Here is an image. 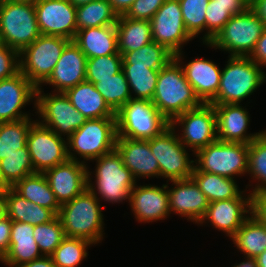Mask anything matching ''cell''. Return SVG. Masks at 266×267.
Returning <instances> with one entry per match:
<instances>
[{"instance_id":"obj_1","label":"cell","mask_w":266,"mask_h":267,"mask_svg":"<svg viewBox=\"0 0 266 267\" xmlns=\"http://www.w3.org/2000/svg\"><path fill=\"white\" fill-rule=\"evenodd\" d=\"M102 208L104 205L88 187L71 201L62 204L57 216L65 236L82 238L94 245L101 243L105 234Z\"/></svg>"},{"instance_id":"obj_2","label":"cell","mask_w":266,"mask_h":267,"mask_svg":"<svg viewBox=\"0 0 266 267\" xmlns=\"http://www.w3.org/2000/svg\"><path fill=\"white\" fill-rule=\"evenodd\" d=\"M151 101L169 122L185 111L202 104L175 58L159 70Z\"/></svg>"},{"instance_id":"obj_3","label":"cell","mask_w":266,"mask_h":267,"mask_svg":"<svg viewBox=\"0 0 266 267\" xmlns=\"http://www.w3.org/2000/svg\"><path fill=\"white\" fill-rule=\"evenodd\" d=\"M95 161V170L93 173L92 171L90 172L88 166L87 176V186L94 193L95 197L99 201L104 200L112 204L125 200L129 202L130 192L137 181L134 179L131 171L124 165L122 156L116 148L98 157ZM92 177L95 178L94 182Z\"/></svg>"},{"instance_id":"obj_4","label":"cell","mask_w":266,"mask_h":267,"mask_svg":"<svg viewBox=\"0 0 266 267\" xmlns=\"http://www.w3.org/2000/svg\"><path fill=\"white\" fill-rule=\"evenodd\" d=\"M222 68L217 95L212 105L241 104L266 82V73L250 57L229 56Z\"/></svg>"},{"instance_id":"obj_5","label":"cell","mask_w":266,"mask_h":267,"mask_svg":"<svg viewBox=\"0 0 266 267\" xmlns=\"http://www.w3.org/2000/svg\"><path fill=\"white\" fill-rule=\"evenodd\" d=\"M116 138V118L87 119L83 126L67 138L68 158L88 165L87 161L94 162L98 157L113 151Z\"/></svg>"},{"instance_id":"obj_6","label":"cell","mask_w":266,"mask_h":267,"mask_svg":"<svg viewBox=\"0 0 266 267\" xmlns=\"http://www.w3.org/2000/svg\"><path fill=\"white\" fill-rule=\"evenodd\" d=\"M265 29L264 22L247 7L234 14L216 37L204 45L225 51L228 56L249 57Z\"/></svg>"},{"instance_id":"obj_7","label":"cell","mask_w":266,"mask_h":267,"mask_svg":"<svg viewBox=\"0 0 266 267\" xmlns=\"http://www.w3.org/2000/svg\"><path fill=\"white\" fill-rule=\"evenodd\" d=\"M117 137L149 140L160 135L170 122L152 101L130 99L116 113Z\"/></svg>"},{"instance_id":"obj_8","label":"cell","mask_w":266,"mask_h":267,"mask_svg":"<svg viewBox=\"0 0 266 267\" xmlns=\"http://www.w3.org/2000/svg\"><path fill=\"white\" fill-rule=\"evenodd\" d=\"M40 35L33 4L0 1V43L20 53Z\"/></svg>"},{"instance_id":"obj_9","label":"cell","mask_w":266,"mask_h":267,"mask_svg":"<svg viewBox=\"0 0 266 267\" xmlns=\"http://www.w3.org/2000/svg\"><path fill=\"white\" fill-rule=\"evenodd\" d=\"M195 168L231 178L247 174L248 144L215 141L199 149L195 154Z\"/></svg>"},{"instance_id":"obj_10","label":"cell","mask_w":266,"mask_h":267,"mask_svg":"<svg viewBox=\"0 0 266 267\" xmlns=\"http://www.w3.org/2000/svg\"><path fill=\"white\" fill-rule=\"evenodd\" d=\"M33 107L39 117V120L36 119L38 123L66 139L87 120L63 92L45 94L41 87H37Z\"/></svg>"},{"instance_id":"obj_11","label":"cell","mask_w":266,"mask_h":267,"mask_svg":"<svg viewBox=\"0 0 266 267\" xmlns=\"http://www.w3.org/2000/svg\"><path fill=\"white\" fill-rule=\"evenodd\" d=\"M70 40L40 35L19 53L20 72L37 88L52 73Z\"/></svg>"},{"instance_id":"obj_12","label":"cell","mask_w":266,"mask_h":267,"mask_svg":"<svg viewBox=\"0 0 266 267\" xmlns=\"http://www.w3.org/2000/svg\"><path fill=\"white\" fill-rule=\"evenodd\" d=\"M176 132L169 126L150 139L151 153L158 161L160 178L167 179V182L191 178L195 166L194 160L190 159L189 149L181 143Z\"/></svg>"},{"instance_id":"obj_13","label":"cell","mask_w":266,"mask_h":267,"mask_svg":"<svg viewBox=\"0 0 266 267\" xmlns=\"http://www.w3.org/2000/svg\"><path fill=\"white\" fill-rule=\"evenodd\" d=\"M181 143L195 154L199 149L217 141L216 111L212 104L202 103L176 116L171 122ZM178 127V128H176ZM180 134V135H179Z\"/></svg>"},{"instance_id":"obj_14","label":"cell","mask_w":266,"mask_h":267,"mask_svg":"<svg viewBox=\"0 0 266 267\" xmlns=\"http://www.w3.org/2000/svg\"><path fill=\"white\" fill-rule=\"evenodd\" d=\"M26 146L35 173H44L46 170L65 163L69 159L67 139L37 121L29 129Z\"/></svg>"},{"instance_id":"obj_15","label":"cell","mask_w":266,"mask_h":267,"mask_svg":"<svg viewBox=\"0 0 266 267\" xmlns=\"http://www.w3.org/2000/svg\"><path fill=\"white\" fill-rule=\"evenodd\" d=\"M153 41L176 55L194 38L185 28L179 0H166L150 20Z\"/></svg>"},{"instance_id":"obj_16","label":"cell","mask_w":266,"mask_h":267,"mask_svg":"<svg viewBox=\"0 0 266 267\" xmlns=\"http://www.w3.org/2000/svg\"><path fill=\"white\" fill-rule=\"evenodd\" d=\"M34 6L41 35L74 40L77 34L76 6L69 0H38Z\"/></svg>"},{"instance_id":"obj_17","label":"cell","mask_w":266,"mask_h":267,"mask_svg":"<svg viewBox=\"0 0 266 267\" xmlns=\"http://www.w3.org/2000/svg\"><path fill=\"white\" fill-rule=\"evenodd\" d=\"M36 87L21 73L0 81V122L30 118L22 109L35 105ZM34 100V101H33Z\"/></svg>"},{"instance_id":"obj_18","label":"cell","mask_w":266,"mask_h":267,"mask_svg":"<svg viewBox=\"0 0 266 267\" xmlns=\"http://www.w3.org/2000/svg\"><path fill=\"white\" fill-rule=\"evenodd\" d=\"M129 205L139 223L165 220L170 216L167 185H135L130 192Z\"/></svg>"},{"instance_id":"obj_19","label":"cell","mask_w":266,"mask_h":267,"mask_svg":"<svg viewBox=\"0 0 266 267\" xmlns=\"http://www.w3.org/2000/svg\"><path fill=\"white\" fill-rule=\"evenodd\" d=\"M253 198H232L210 202L205 215L198 225L210 226L232 237L244 221L252 214ZM248 214V215H247Z\"/></svg>"},{"instance_id":"obj_20","label":"cell","mask_w":266,"mask_h":267,"mask_svg":"<svg viewBox=\"0 0 266 267\" xmlns=\"http://www.w3.org/2000/svg\"><path fill=\"white\" fill-rule=\"evenodd\" d=\"M60 205L71 201L88 186V166L68 159L43 173Z\"/></svg>"},{"instance_id":"obj_21","label":"cell","mask_w":266,"mask_h":267,"mask_svg":"<svg viewBox=\"0 0 266 267\" xmlns=\"http://www.w3.org/2000/svg\"><path fill=\"white\" fill-rule=\"evenodd\" d=\"M171 183L174 187H169L166 181L170 214L173 212L198 224L209 206L208 198L192 178L172 180Z\"/></svg>"},{"instance_id":"obj_22","label":"cell","mask_w":266,"mask_h":267,"mask_svg":"<svg viewBox=\"0 0 266 267\" xmlns=\"http://www.w3.org/2000/svg\"><path fill=\"white\" fill-rule=\"evenodd\" d=\"M87 57L72 40L62 52L50 76L39 86L48 84L52 92H65L77 84L86 81Z\"/></svg>"},{"instance_id":"obj_23","label":"cell","mask_w":266,"mask_h":267,"mask_svg":"<svg viewBox=\"0 0 266 267\" xmlns=\"http://www.w3.org/2000/svg\"><path fill=\"white\" fill-rule=\"evenodd\" d=\"M183 51L174 55V58L183 68L186 80L191 84L195 95L202 103H209L220 87L222 70L212 60L197 57L184 63ZM185 64V65H184Z\"/></svg>"},{"instance_id":"obj_24","label":"cell","mask_w":266,"mask_h":267,"mask_svg":"<svg viewBox=\"0 0 266 267\" xmlns=\"http://www.w3.org/2000/svg\"><path fill=\"white\" fill-rule=\"evenodd\" d=\"M216 111L217 139L222 142L249 144L264 131L248 133L250 114L242 104L213 105Z\"/></svg>"},{"instance_id":"obj_25","label":"cell","mask_w":266,"mask_h":267,"mask_svg":"<svg viewBox=\"0 0 266 267\" xmlns=\"http://www.w3.org/2000/svg\"><path fill=\"white\" fill-rule=\"evenodd\" d=\"M116 150L122 156L124 165L131 171L134 179L159 178L158 161L151 153L150 139L116 138Z\"/></svg>"},{"instance_id":"obj_26","label":"cell","mask_w":266,"mask_h":267,"mask_svg":"<svg viewBox=\"0 0 266 267\" xmlns=\"http://www.w3.org/2000/svg\"><path fill=\"white\" fill-rule=\"evenodd\" d=\"M34 226L25 222L12 221L10 249L0 260L7 267H18L44 256L34 239Z\"/></svg>"},{"instance_id":"obj_27","label":"cell","mask_w":266,"mask_h":267,"mask_svg":"<svg viewBox=\"0 0 266 267\" xmlns=\"http://www.w3.org/2000/svg\"><path fill=\"white\" fill-rule=\"evenodd\" d=\"M73 41L87 59L119 53L116 25L78 30Z\"/></svg>"},{"instance_id":"obj_28","label":"cell","mask_w":266,"mask_h":267,"mask_svg":"<svg viewBox=\"0 0 266 267\" xmlns=\"http://www.w3.org/2000/svg\"><path fill=\"white\" fill-rule=\"evenodd\" d=\"M64 93L75 109L86 119L116 118L115 112L108 106L93 83L84 81Z\"/></svg>"},{"instance_id":"obj_29","label":"cell","mask_w":266,"mask_h":267,"mask_svg":"<svg viewBox=\"0 0 266 267\" xmlns=\"http://www.w3.org/2000/svg\"><path fill=\"white\" fill-rule=\"evenodd\" d=\"M191 178L199 186L200 190L208 198L209 202L229 200L232 198H253L250 193L248 195L246 191H241L237 185V181L231 178L220 176L213 173L198 171L195 167L193 168Z\"/></svg>"},{"instance_id":"obj_30","label":"cell","mask_w":266,"mask_h":267,"mask_svg":"<svg viewBox=\"0 0 266 267\" xmlns=\"http://www.w3.org/2000/svg\"><path fill=\"white\" fill-rule=\"evenodd\" d=\"M6 211L12 221L32 226L50 222L57 216L52 210L23 198L11 187H6Z\"/></svg>"},{"instance_id":"obj_31","label":"cell","mask_w":266,"mask_h":267,"mask_svg":"<svg viewBox=\"0 0 266 267\" xmlns=\"http://www.w3.org/2000/svg\"><path fill=\"white\" fill-rule=\"evenodd\" d=\"M231 240L238 252L245 257L256 258L266 250V225L252 213Z\"/></svg>"},{"instance_id":"obj_32","label":"cell","mask_w":266,"mask_h":267,"mask_svg":"<svg viewBox=\"0 0 266 267\" xmlns=\"http://www.w3.org/2000/svg\"><path fill=\"white\" fill-rule=\"evenodd\" d=\"M118 52L124 53L140 49L153 41L151 23L148 20H134L124 15L116 22Z\"/></svg>"},{"instance_id":"obj_33","label":"cell","mask_w":266,"mask_h":267,"mask_svg":"<svg viewBox=\"0 0 266 267\" xmlns=\"http://www.w3.org/2000/svg\"><path fill=\"white\" fill-rule=\"evenodd\" d=\"M11 188L23 198L48 208L58 215L61 205L56 200L55 194L43 173L26 176Z\"/></svg>"},{"instance_id":"obj_34","label":"cell","mask_w":266,"mask_h":267,"mask_svg":"<svg viewBox=\"0 0 266 267\" xmlns=\"http://www.w3.org/2000/svg\"><path fill=\"white\" fill-rule=\"evenodd\" d=\"M118 17L108 0H94L76 6L77 31L91 27L116 25Z\"/></svg>"},{"instance_id":"obj_35","label":"cell","mask_w":266,"mask_h":267,"mask_svg":"<svg viewBox=\"0 0 266 267\" xmlns=\"http://www.w3.org/2000/svg\"><path fill=\"white\" fill-rule=\"evenodd\" d=\"M172 59H174L172 52L165 46L152 41L138 50L124 53L122 55V66H141L160 70Z\"/></svg>"},{"instance_id":"obj_36","label":"cell","mask_w":266,"mask_h":267,"mask_svg":"<svg viewBox=\"0 0 266 267\" xmlns=\"http://www.w3.org/2000/svg\"><path fill=\"white\" fill-rule=\"evenodd\" d=\"M32 118L0 122V160L26 145Z\"/></svg>"},{"instance_id":"obj_37","label":"cell","mask_w":266,"mask_h":267,"mask_svg":"<svg viewBox=\"0 0 266 267\" xmlns=\"http://www.w3.org/2000/svg\"><path fill=\"white\" fill-rule=\"evenodd\" d=\"M122 71L129 83L132 99H153L159 70L141 66H122Z\"/></svg>"},{"instance_id":"obj_38","label":"cell","mask_w":266,"mask_h":267,"mask_svg":"<svg viewBox=\"0 0 266 267\" xmlns=\"http://www.w3.org/2000/svg\"><path fill=\"white\" fill-rule=\"evenodd\" d=\"M247 174L257 182L250 192L252 196L256 193L266 192V130L256 139L248 144V170Z\"/></svg>"},{"instance_id":"obj_39","label":"cell","mask_w":266,"mask_h":267,"mask_svg":"<svg viewBox=\"0 0 266 267\" xmlns=\"http://www.w3.org/2000/svg\"><path fill=\"white\" fill-rule=\"evenodd\" d=\"M34 173L35 170L26 145L17 149L16 153L0 160L1 179L7 187H12L16 182Z\"/></svg>"},{"instance_id":"obj_40","label":"cell","mask_w":266,"mask_h":267,"mask_svg":"<svg viewBox=\"0 0 266 267\" xmlns=\"http://www.w3.org/2000/svg\"><path fill=\"white\" fill-rule=\"evenodd\" d=\"M247 7V5L215 4L214 0H209L205 10L206 32L203 37H200L203 44L210 43L234 14L243 12Z\"/></svg>"},{"instance_id":"obj_41","label":"cell","mask_w":266,"mask_h":267,"mask_svg":"<svg viewBox=\"0 0 266 267\" xmlns=\"http://www.w3.org/2000/svg\"><path fill=\"white\" fill-rule=\"evenodd\" d=\"M94 85L115 113L132 98L129 83L123 71L111 78L100 79Z\"/></svg>"},{"instance_id":"obj_42","label":"cell","mask_w":266,"mask_h":267,"mask_svg":"<svg viewBox=\"0 0 266 267\" xmlns=\"http://www.w3.org/2000/svg\"><path fill=\"white\" fill-rule=\"evenodd\" d=\"M90 241L82 238L66 237L50 255L57 267H78L89 255Z\"/></svg>"},{"instance_id":"obj_43","label":"cell","mask_w":266,"mask_h":267,"mask_svg":"<svg viewBox=\"0 0 266 267\" xmlns=\"http://www.w3.org/2000/svg\"><path fill=\"white\" fill-rule=\"evenodd\" d=\"M122 55L115 53L87 59L86 81L97 83L122 71Z\"/></svg>"},{"instance_id":"obj_44","label":"cell","mask_w":266,"mask_h":267,"mask_svg":"<svg viewBox=\"0 0 266 267\" xmlns=\"http://www.w3.org/2000/svg\"><path fill=\"white\" fill-rule=\"evenodd\" d=\"M33 231L34 239L44 256H50L56 247L66 238L58 216L50 222L34 226Z\"/></svg>"},{"instance_id":"obj_45","label":"cell","mask_w":266,"mask_h":267,"mask_svg":"<svg viewBox=\"0 0 266 267\" xmlns=\"http://www.w3.org/2000/svg\"><path fill=\"white\" fill-rule=\"evenodd\" d=\"M184 25L193 38L205 31V10L209 0H179Z\"/></svg>"},{"instance_id":"obj_46","label":"cell","mask_w":266,"mask_h":267,"mask_svg":"<svg viewBox=\"0 0 266 267\" xmlns=\"http://www.w3.org/2000/svg\"><path fill=\"white\" fill-rule=\"evenodd\" d=\"M20 72L19 52L0 43V81Z\"/></svg>"},{"instance_id":"obj_47","label":"cell","mask_w":266,"mask_h":267,"mask_svg":"<svg viewBox=\"0 0 266 267\" xmlns=\"http://www.w3.org/2000/svg\"><path fill=\"white\" fill-rule=\"evenodd\" d=\"M165 1L166 0H135L124 16L134 20L150 21Z\"/></svg>"},{"instance_id":"obj_48","label":"cell","mask_w":266,"mask_h":267,"mask_svg":"<svg viewBox=\"0 0 266 267\" xmlns=\"http://www.w3.org/2000/svg\"><path fill=\"white\" fill-rule=\"evenodd\" d=\"M12 220L5 216L0 219V260L10 249V233Z\"/></svg>"},{"instance_id":"obj_49","label":"cell","mask_w":266,"mask_h":267,"mask_svg":"<svg viewBox=\"0 0 266 267\" xmlns=\"http://www.w3.org/2000/svg\"><path fill=\"white\" fill-rule=\"evenodd\" d=\"M249 57L260 67H266V29L258 39Z\"/></svg>"},{"instance_id":"obj_50","label":"cell","mask_w":266,"mask_h":267,"mask_svg":"<svg viewBox=\"0 0 266 267\" xmlns=\"http://www.w3.org/2000/svg\"><path fill=\"white\" fill-rule=\"evenodd\" d=\"M252 213L266 225V192H260L253 195Z\"/></svg>"},{"instance_id":"obj_51","label":"cell","mask_w":266,"mask_h":267,"mask_svg":"<svg viewBox=\"0 0 266 267\" xmlns=\"http://www.w3.org/2000/svg\"><path fill=\"white\" fill-rule=\"evenodd\" d=\"M118 16L124 15L135 0H108Z\"/></svg>"},{"instance_id":"obj_52","label":"cell","mask_w":266,"mask_h":267,"mask_svg":"<svg viewBox=\"0 0 266 267\" xmlns=\"http://www.w3.org/2000/svg\"><path fill=\"white\" fill-rule=\"evenodd\" d=\"M18 267H57V266L54 264L51 256H42L41 258L32 260Z\"/></svg>"},{"instance_id":"obj_53","label":"cell","mask_w":266,"mask_h":267,"mask_svg":"<svg viewBox=\"0 0 266 267\" xmlns=\"http://www.w3.org/2000/svg\"><path fill=\"white\" fill-rule=\"evenodd\" d=\"M250 8L264 22L266 26V0H253Z\"/></svg>"},{"instance_id":"obj_54","label":"cell","mask_w":266,"mask_h":267,"mask_svg":"<svg viewBox=\"0 0 266 267\" xmlns=\"http://www.w3.org/2000/svg\"><path fill=\"white\" fill-rule=\"evenodd\" d=\"M7 216L6 211V188L0 190V219Z\"/></svg>"},{"instance_id":"obj_55","label":"cell","mask_w":266,"mask_h":267,"mask_svg":"<svg viewBox=\"0 0 266 267\" xmlns=\"http://www.w3.org/2000/svg\"><path fill=\"white\" fill-rule=\"evenodd\" d=\"M244 259L240 263H235L232 267H258L256 258L245 257Z\"/></svg>"},{"instance_id":"obj_56","label":"cell","mask_w":266,"mask_h":267,"mask_svg":"<svg viewBox=\"0 0 266 267\" xmlns=\"http://www.w3.org/2000/svg\"><path fill=\"white\" fill-rule=\"evenodd\" d=\"M215 4L222 5H246L242 0H214Z\"/></svg>"},{"instance_id":"obj_57","label":"cell","mask_w":266,"mask_h":267,"mask_svg":"<svg viewBox=\"0 0 266 267\" xmlns=\"http://www.w3.org/2000/svg\"><path fill=\"white\" fill-rule=\"evenodd\" d=\"M258 267H266V250L256 257Z\"/></svg>"},{"instance_id":"obj_58","label":"cell","mask_w":266,"mask_h":267,"mask_svg":"<svg viewBox=\"0 0 266 267\" xmlns=\"http://www.w3.org/2000/svg\"><path fill=\"white\" fill-rule=\"evenodd\" d=\"M74 6H79V5H82V4H86V3H89V2H92L94 0H69Z\"/></svg>"},{"instance_id":"obj_59","label":"cell","mask_w":266,"mask_h":267,"mask_svg":"<svg viewBox=\"0 0 266 267\" xmlns=\"http://www.w3.org/2000/svg\"><path fill=\"white\" fill-rule=\"evenodd\" d=\"M16 3H28V4H35L38 0H10Z\"/></svg>"},{"instance_id":"obj_60","label":"cell","mask_w":266,"mask_h":267,"mask_svg":"<svg viewBox=\"0 0 266 267\" xmlns=\"http://www.w3.org/2000/svg\"><path fill=\"white\" fill-rule=\"evenodd\" d=\"M7 186L2 182L1 175H0V190L5 189Z\"/></svg>"},{"instance_id":"obj_61","label":"cell","mask_w":266,"mask_h":267,"mask_svg":"<svg viewBox=\"0 0 266 267\" xmlns=\"http://www.w3.org/2000/svg\"><path fill=\"white\" fill-rule=\"evenodd\" d=\"M248 7L251 6L253 0H242Z\"/></svg>"}]
</instances>
